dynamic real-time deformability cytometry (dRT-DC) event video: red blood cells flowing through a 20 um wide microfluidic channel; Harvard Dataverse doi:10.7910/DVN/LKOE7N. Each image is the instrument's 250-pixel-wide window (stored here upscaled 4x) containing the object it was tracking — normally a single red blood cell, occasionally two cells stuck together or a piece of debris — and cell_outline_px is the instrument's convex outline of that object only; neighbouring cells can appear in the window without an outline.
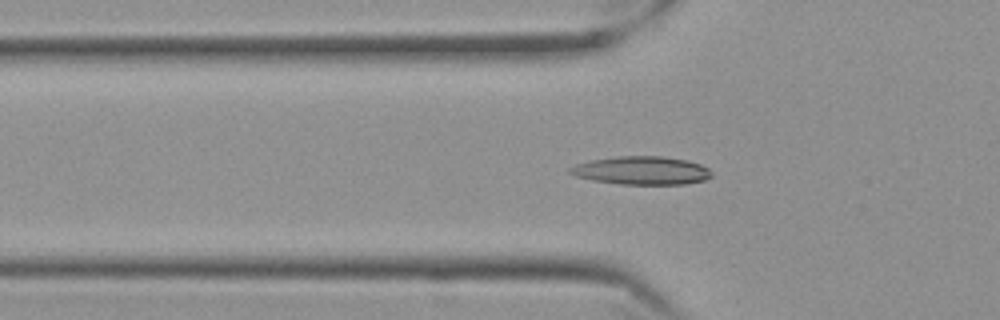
{"species": "Egyptian fruit bat (a non-hibernating species)", "species_latin": "Rousettus aegyptiacus", "temperature_condition": "cold", "stored_images_in_passage": 58, "camera_frame_rate_fps": 3000, "um_per_image_px": 0.085, "frame": {"image": 1, "passage_image": 19, "time_ms": 6.0, "image_size_px": [1000, 320], "cell_outline_px": [[712, 176], [704, 180], [684, 184], [620, 184], [592, 180], [576, 176], [568, 172], [568, 168], [576, 164], [592, 160], [620, 156], [660, 156], [688, 160], [700, 164], [708, 168], [712, 172]], "centroid_in_image_um": [54.54, 14.49], "position_along_channel_um": 71.3, "area_um2": 23.24}}
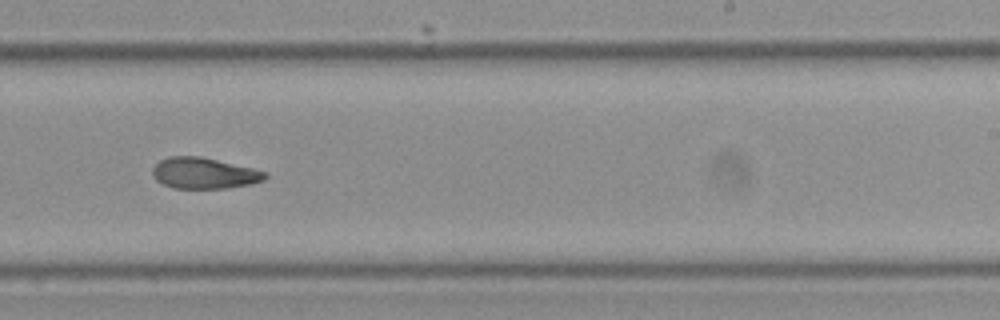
{"frame": {"image": 2, "passage_image": 36, "time_ms": 11.667, "image_size_px": [1000, 320], "cell_outline_px": [[268, 176], [264, 180], [248, 184], [228, 188], [172, 188], [156, 180], [152, 176], [152, 168], [160, 160], [168, 156], [200, 156], [252, 168], [268, 172]], "centroid_in_image_um": [17.33, 14.72], "position_along_channel_um": 271.7, "area_um2": 20.35}}
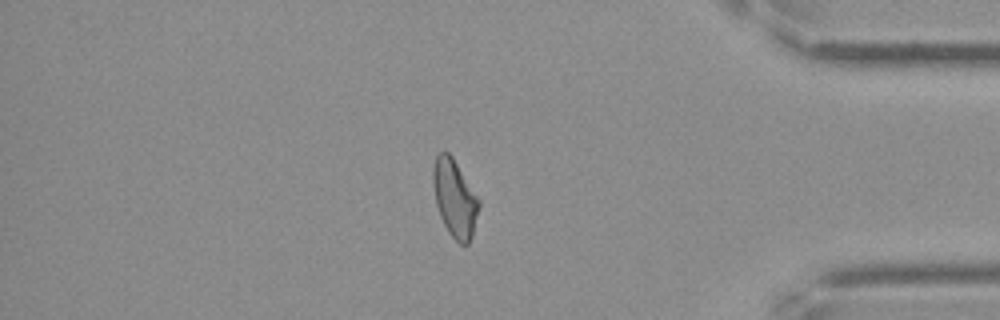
{"frame": {"image": 3, "passage_image": 49, "time_ms": 16.0, "image_size_px": [1000, 320], "cell_outline_px": [[480, 204], [472, 236], [468, 244], [460, 244], [448, 232], [440, 216], [436, 204], [432, 180], [432, 168], [436, 156], [440, 152], [448, 152], [452, 156], [480, 200]], "centroid_in_image_um": [38.64, 16.85], "position_along_channel_um": 396.6, "area_um2": 20.58}, "authors_computed_cell_mechanics": {"area_um2": 20.9814, "velocity_mm_per_s": 3.5265, "shape_relaxation_time_tau1_ms": null, "shape_relaxation_time_tau2_ms": 2.8619, "deformation_change_tau1": null, "deformation_change_tau2": 0.0904}}